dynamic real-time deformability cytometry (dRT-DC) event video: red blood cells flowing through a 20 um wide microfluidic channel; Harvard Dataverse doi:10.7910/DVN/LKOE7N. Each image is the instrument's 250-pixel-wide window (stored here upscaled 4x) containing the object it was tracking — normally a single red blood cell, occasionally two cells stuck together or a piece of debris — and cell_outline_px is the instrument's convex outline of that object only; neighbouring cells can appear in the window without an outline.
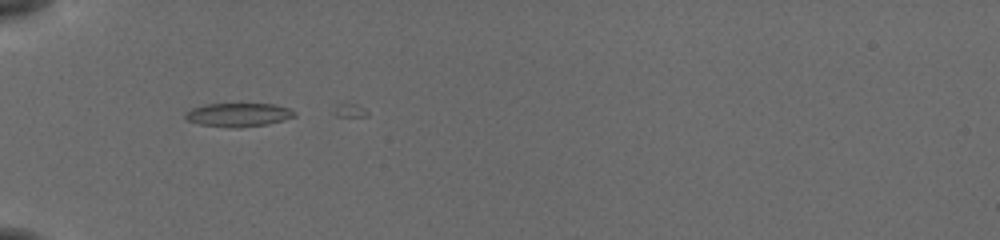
{"species": "common noctule bat (a hibernating species)", "species_latin": "Nyctalus noctula", "temperature_condition": "cold", "stored_images_in_passage": 3, "camera_frame_rate_fps": 3000, "um_per_image_px": 0.085, "animal": {"sex": "female", "body_mass_g": 19.5, "forearm_length_mm": 54.1}, "frame": {"image": 1, "passage_image": 2, "time_ms": 0.333, "image_size_px": [1000, 240], "cell_outline_px": [[296, 116], [264, 124], [240, 128], [232, 128], [200, 124], [188, 120], [184, 116], [184, 112], [192, 108], [204, 104], [276, 104], [288, 108], [296, 112]], "centroid_in_image_um": [20.22, 9.75], "position_along_channel_um": 64.8, "area_um2": 14.91}}